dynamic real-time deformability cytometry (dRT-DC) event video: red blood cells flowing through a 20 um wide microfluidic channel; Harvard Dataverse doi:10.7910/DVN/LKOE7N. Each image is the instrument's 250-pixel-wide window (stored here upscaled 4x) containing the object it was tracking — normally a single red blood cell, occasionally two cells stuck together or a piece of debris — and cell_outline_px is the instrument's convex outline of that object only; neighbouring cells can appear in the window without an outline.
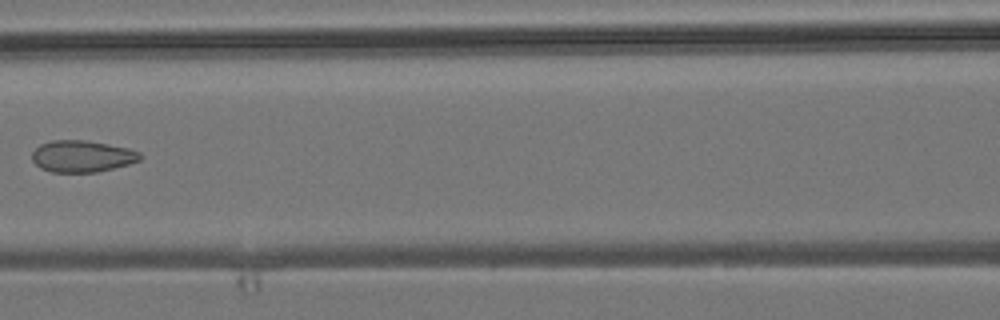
{"species": "common noctule bat (a hibernating species)", "species_latin": "Nyctalus noctula", "temperature_condition": "room temperature", "stored_images_in_passage": 5, "camera_frame_rate_fps": 3000, "um_per_image_px": 0.085, "animal": {"sex": "male", "body_mass_g": 19.2, "forearm_length_mm": 51.8}, "frame": {"image": 1, "passage_image": 5, "time_ms": 4.667, "image_size_px": [1000, 320], "cell_outline_px": [[144, 156], [140, 160], [128, 164], [96, 172], [52, 172], [40, 168], [32, 160], [32, 152], [40, 144], [52, 140], [84, 140], [108, 144], [128, 148], [140, 152]], "centroid_in_image_um": [6.97, 13.28], "position_along_channel_um": 159.6, "area_um2": 19.94}}